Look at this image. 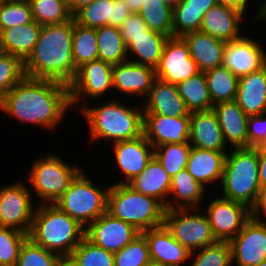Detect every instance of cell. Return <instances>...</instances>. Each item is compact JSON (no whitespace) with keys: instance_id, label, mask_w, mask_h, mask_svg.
Here are the masks:
<instances>
[{"instance_id":"1","label":"cell","mask_w":266,"mask_h":266,"mask_svg":"<svg viewBox=\"0 0 266 266\" xmlns=\"http://www.w3.org/2000/svg\"><path fill=\"white\" fill-rule=\"evenodd\" d=\"M69 109L71 110L68 85L26 76L0 100V112L4 113L3 116L7 114L21 125H39L41 130L44 128L52 133L62 125Z\"/></svg>"},{"instance_id":"2","label":"cell","mask_w":266,"mask_h":266,"mask_svg":"<svg viewBox=\"0 0 266 266\" xmlns=\"http://www.w3.org/2000/svg\"><path fill=\"white\" fill-rule=\"evenodd\" d=\"M74 17L61 24L43 25L33 51L24 61L25 76L70 85L75 68L72 41Z\"/></svg>"},{"instance_id":"3","label":"cell","mask_w":266,"mask_h":266,"mask_svg":"<svg viewBox=\"0 0 266 266\" xmlns=\"http://www.w3.org/2000/svg\"><path fill=\"white\" fill-rule=\"evenodd\" d=\"M120 98L121 95L106 101L100 100L104 104L89 102L78 112L87 121L89 142L92 144L99 143L105 148L112 143L133 140L143 135L142 103L133 105Z\"/></svg>"},{"instance_id":"4","label":"cell","mask_w":266,"mask_h":266,"mask_svg":"<svg viewBox=\"0 0 266 266\" xmlns=\"http://www.w3.org/2000/svg\"><path fill=\"white\" fill-rule=\"evenodd\" d=\"M28 237L59 256L71 255L85 237V228L55 204H39Z\"/></svg>"},{"instance_id":"5","label":"cell","mask_w":266,"mask_h":266,"mask_svg":"<svg viewBox=\"0 0 266 266\" xmlns=\"http://www.w3.org/2000/svg\"><path fill=\"white\" fill-rule=\"evenodd\" d=\"M219 187L220 197L241 203L253 210L261 189L258 148H230L225 157Z\"/></svg>"},{"instance_id":"6","label":"cell","mask_w":266,"mask_h":266,"mask_svg":"<svg viewBox=\"0 0 266 266\" xmlns=\"http://www.w3.org/2000/svg\"><path fill=\"white\" fill-rule=\"evenodd\" d=\"M166 208L157 199L135 191L128 184H113L108 191L107 213L138 231L163 226Z\"/></svg>"},{"instance_id":"7","label":"cell","mask_w":266,"mask_h":266,"mask_svg":"<svg viewBox=\"0 0 266 266\" xmlns=\"http://www.w3.org/2000/svg\"><path fill=\"white\" fill-rule=\"evenodd\" d=\"M31 162L26 182L31 194H35L34 196L39 199L36 201L37 205L55 204L84 167L78 163L69 164L63 157L50 151Z\"/></svg>"},{"instance_id":"8","label":"cell","mask_w":266,"mask_h":266,"mask_svg":"<svg viewBox=\"0 0 266 266\" xmlns=\"http://www.w3.org/2000/svg\"><path fill=\"white\" fill-rule=\"evenodd\" d=\"M83 169L55 205L86 229L107 212V196L111 185L100 187V183H94V178Z\"/></svg>"},{"instance_id":"9","label":"cell","mask_w":266,"mask_h":266,"mask_svg":"<svg viewBox=\"0 0 266 266\" xmlns=\"http://www.w3.org/2000/svg\"><path fill=\"white\" fill-rule=\"evenodd\" d=\"M163 225L190 252L217 242L202 208L166 210Z\"/></svg>"},{"instance_id":"10","label":"cell","mask_w":266,"mask_h":266,"mask_svg":"<svg viewBox=\"0 0 266 266\" xmlns=\"http://www.w3.org/2000/svg\"><path fill=\"white\" fill-rule=\"evenodd\" d=\"M113 65L102 60H94L83 64L77 69L76 76L69 85V97L71 110L77 107L79 112L92 99L93 101L101 98L111 97L114 92L112 85ZM110 91V93H109ZM106 94H108L106 96ZM84 103H83V102ZM83 103V104H82Z\"/></svg>"},{"instance_id":"11","label":"cell","mask_w":266,"mask_h":266,"mask_svg":"<svg viewBox=\"0 0 266 266\" xmlns=\"http://www.w3.org/2000/svg\"><path fill=\"white\" fill-rule=\"evenodd\" d=\"M24 180L0 185V226L29 235L37 204Z\"/></svg>"},{"instance_id":"12","label":"cell","mask_w":266,"mask_h":266,"mask_svg":"<svg viewBox=\"0 0 266 266\" xmlns=\"http://www.w3.org/2000/svg\"><path fill=\"white\" fill-rule=\"evenodd\" d=\"M210 198L207 207L205 204L201 207L209 220L213 236L217 241L230 242L252 217V210L241 203L222 198L219 194Z\"/></svg>"},{"instance_id":"13","label":"cell","mask_w":266,"mask_h":266,"mask_svg":"<svg viewBox=\"0 0 266 266\" xmlns=\"http://www.w3.org/2000/svg\"><path fill=\"white\" fill-rule=\"evenodd\" d=\"M156 78L177 85L200 71L189 53L182 37H170L166 41L158 66Z\"/></svg>"},{"instance_id":"14","label":"cell","mask_w":266,"mask_h":266,"mask_svg":"<svg viewBox=\"0 0 266 266\" xmlns=\"http://www.w3.org/2000/svg\"><path fill=\"white\" fill-rule=\"evenodd\" d=\"M229 243L232 266H257L266 260V225L252 216Z\"/></svg>"},{"instance_id":"15","label":"cell","mask_w":266,"mask_h":266,"mask_svg":"<svg viewBox=\"0 0 266 266\" xmlns=\"http://www.w3.org/2000/svg\"><path fill=\"white\" fill-rule=\"evenodd\" d=\"M114 156V167L117 165L121 179L116 178L113 184H128L138 176L154 156V147L144 135L133 139L110 144Z\"/></svg>"},{"instance_id":"16","label":"cell","mask_w":266,"mask_h":266,"mask_svg":"<svg viewBox=\"0 0 266 266\" xmlns=\"http://www.w3.org/2000/svg\"><path fill=\"white\" fill-rule=\"evenodd\" d=\"M156 79L154 68L129 60L113 65L112 68L114 94L119 92L118 95L123 94L126 100L131 99L132 102V99H139V97L144 101Z\"/></svg>"},{"instance_id":"17","label":"cell","mask_w":266,"mask_h":266,"mask_svg":"<svg viewBox=\"0 0 266 266\" xmlns=\"http://www.w3.org/2000/svg\"><path fill=\"white\" fill-rule=\"evenodd\" d=\"M141 234L133 225L102 214L85 229V237L98 247L118 252Z\"/></svg>"},{"instance_id":"18","label":"cell","mask_w":266,"mask_h":266,"mask_svg":"<svg viewBox=\"0 0 266 266\" xmlns=\"http://www.w3.org/2000/svg\"><path fill=\"white\" fill-rule=\"evenodd\" d=\"M264 47L256 38L245 34L237 40L226 43L223 66L238 78L249 75L266 64Z\"/></svg>"},{"instance_id":"19","label":"cell","mask_w":266,"mask_h":266,"mask_svg":"<svg viewBox=\"0 0 266 266\" xmlns=\"http://www.w3.org/2000/svg\"><path fill=\"white\" fill-rule=\"evenodd\" d=\"M190 116L173 117L143 114V135L154 147L189 143Z\"/></svg>"},{"instance_id":"20","label":"cell","mask_w":266,"mask_h":266,"mask_svg":"<svg viewBox=\"0 0 266 266\" xmlns=\"http://www.w3.org/2000/svg\"><path fill=\"white\" fill-rule=\"evenodd\" d=\"M141 234L148 243L150 259L153 264L188 266L191 252L175 240L164 225L143 231Z\"/></svg>"},{"instance_id":"21","label":"cell","mask_w":266,"mask_h":266,"mask_svg":"<svg viewBox=\"0 0 266 266\" xmlns=\"http://www.w3.org/2000/svg\"><path fill=\"white\" fill-rule=\"evenodd\" d=\"M245 18L234 8L217 4L205 13L199 31L228 43L244 35L241 26Z\"/></svg>"},{"instance_id":"22","label":"cell","mask_w":266,"mask_h":266,"mask_svg":"<svg viewBox=\"0 0 266 266\" xmlns=\"http://www.w3.org/2000/svg\"><path fill=\"white\" fill-rule=\"evenodd\" d=\"M191 147L216 152H229L219 121L213 110L190 113Z\"/></svg>"},{"instance_id":"23","label":"cell","mask_w":266,"mask_h":266,"mask_svg":"<svg viewBox=\"0 0 266 266\" xmlns=\"http://www.w3.org/2000/svg\"><path fill=\"white\" fill-rule=\"evenodd\" d=\"M131 13L123 0H97L81 8L73 17L78 24L85 27L119 28Z\"/></svg>"},{"instance_id":"24","label":"cell","mask_w":266,"mask_h":266,"mask_svg":"<svg viewBox=\"0 0 266 266\" xmlns=\"http://www.w3.org/2000/svg\"><path fill=\"white\" fill-rule=\"evenodd\" d=\"M212 110L217 116L229 148H248V118L236 101L219 102Z\"/></svg>"},{"instance_id":"25","label":"cell","mask_w":266,"mask_h":266,"mask_svg":"<svg viewBox=\"0 0 266 266\" xmlns=\"http://www.w3.org/2000/svg\"><path fill=\"white\" fill-rule=\"evenodd\" d=\"M142 103L143 114H160L173 117L190 116L176 85L160 79L154 81L148 97Z\"/></svg>"},{"instance_id":"26","label":"cell","mask_w":266,"mask_h":266,"mask_svg":"<svg viewBox=\"0 0 266 266\" xmlns=\"http://www.w3.org/2000/svg\"><path fill=\"white\" fill-rule=\"evenodd\" d=\"M227 153L191 147L186 170L206 189L214 183L219 187Z\"/></svg>"},{"instance_id":"27","label":"cell","mask_w":266,"mask_h":266,"mask_svg":"<svg viewBox=\"0 0 266 266\" xmlns=\"http://www.w3.org/2000/svg\"><path fill=\"white\" fill-rule=\"evenodd\" d=\"M182 38L200 72L205 73L223 65L226 42L201 31L186 33Z\"/></svg>"},{"instance_id":"28","label":"cell","mask_w":266,"mask_h":266,"mask_svg":"<svg viewBox=\"0 0 266 266\" xmlns=\"http://www.w3.org/2000/svg\"><path fill=\"white\" fill-rule=\"evenodd\" d=\"M207 190L184 169L171 178L168 203L165 208L166 210L201 208L203 202L207 204L205 198L207 193L209 195Z\"/></svg>"},{"instance_id":"29","label":"cell","mask_w":266,"mask_h":266,"mask_svg":"<svg viewBox=\"0 0 266 266\" xmlns=\"http://www.w3.org/2000/svg\"><path fill=\"white\" fill-rule=\"evenodd\" d=\"M235 101L248 116L266 113V64L239 78Z\"/></svg>"},{"instance_id":"30","label":"cell","mask_w":266,"mask_h":266,"mask_svg":"<svg viewBox=\"0 0 266 266\" xmlns=\"http://www.w3.org/2000/svg\"><path fill=\"white\" fill-rule=\"evenodd\" d=\"M128 185L141 194L159 200L166 207L171 178L155 156L148 162L146 168Z\"/></svg>"},{"instance_id":"31","label":"cell","mask_w":266,"mask_h":266,"mask_svg":"<svg viewBox=\"0 0 266 266\" xmlns=\"http://www.w3.org/2000/svg\"><path fill=\"white\" fill-rule=\"evenodd\" d=\"M42 25L36 21L11 27L0 32V52L19 57L23 62L38 41Z\"/></svg>"},{"instance_id":"32","label":"cell","mask_w":266,"mask_h":266,"mask_svg":"<svg viewBox=\"0 0 266 266\" xmlns=\"http://www.w3.org/2000/svg\"><path fill=\"white\" fill-rule=\"evenodd\" d=\"M217 0H178L173 4V37L199 31L203 16Z\"/></svg>"},{"instance_id":"33","label":"cell","mask_w":266,"mask_h":266,"mask_svg":"<svg viewBox=\"0 0 266 266\" xmlns=\"http://www.w3.org/2000/svg\"><path fill=\"white\" fill-rule=\"evenodd\" d=\"M169 37L148 29L126 45L128 60L156 68Z\"/></svg>"},{"instance_id":"34","label":"cell","mask_w":266,"mask_h":266,"mask_svg":"<svg viewBox=\"0 0 266 266\" xmlns=\"http://www.w3.org/2000/svg\"><path fill=\"white\" fill-rule=\"evenodd\" d=\"M176 87L190 113L212 110L214 104L209 95L205 73L199 72Z\"/></svg>"},{"instance_id":"35","label":"cell","mask_w":266,"mask_h":266,"mask_svg":"<svg viewBox=\"0 0 266 266\" xmlns=\"http://www.w3.org/2000/svg\"><path fill=\"white\" fill-rule=\"evenodd\" d=\"M138 14L148 29L173 37V4L162 0H144Z\"/></svg>"},{"instance_id":"36","label":"cell","mask_w":266,"mask_h":266,"mask_svg":"<svg viewBox=\"0 0 266 266\" xmlns=\"http://www.w3.org/2000/svg\"><path fill=\"white\" fill-rule=\"evenodd\" d=\"M98 59L111 65L128 60L127 48L118 27L103 26L96 29Z\"/></svg>"},{"instance_id":"37","label":"cell","mask_w":266,"mask_h":266,"mask_svg":"<svg viewBox=\"0 0 266 266\" xmlns=\"http://www.w3.org/2000/svg\"><path fill=\"white\" fill-rule=\"evenodd\" d=\"M205 75L213 104L236 100L239 78L231 71L222 65L205 72Z\"/></svg>"},{"instance_id":"38","label":"cell","mask_w":266,"mask_h":266,"mask_svg":"<svg viewBox=\"0 0 266 266\" xmlns=\"http://www.w3.org/2000/svg\"><path fill=\"white\" fill-rule=\"evenodd\" d=\"M72 53L75 68L98 59L96 29L78 24L74 19Z\"/></svg>"},{"instance_id":"39","label":"cell","mask_w":266,"mask_h":266,"mask_svg":"<svg viewBox=\"0 0 266 266\" xmlns=\"http://www.w3.org/2000/svg\"><path fill=\"white\" fill-rule=\"evenodd\" d=\"M32 18L40 25L65 23L73 18L66 0H29Z\"/></svg>"},{"instance_id":"40","label":"cell","mask_w":266,"mask_h":266,"mask_svg":"<svg viewBox=\"0 0 266 266\" xmlns=\"http://www.w3.org/2000/svg\"><path fill=\"white\" fill-rule=\"evenodd\" d=\"M190 150V143L163 144L154 148V156L172 178L186 169Z\"/></svg>"},{"instance_id":"41","label":"cell","mask_w":266,"mask_h":266,"mask_svg":"<svg viewBox=\"0 0 266 266\" xmlns=\"http://www.w3.org/2000/svg\"><path fill=\"white\" fill-rule=\"evenodd\" d=\"M188 266H232L230 243L217 241L191 252Z\"/></svg>"},{"instance_id":"42","label":"cell","mask_w":266,"mask_h":266,"mask_svg":"<svg viewBox=\"0 0 266 266\" xmlns=\"http://www.w3.org/2000/svg\"><path fill=\"white\" fill-rule=\"evenodd\" d=\"M151 263L148 243L142 234L114 253V266H147Z\"/></svg>"},{"instance_id":"43","label":"cell","mask_w":266,"mask_h":266,"mask_svg":"<svg viewBox=\"0 0 266 266\" xmlns=\"http://www.w3.org/2000/svg\"><path fill=\"white\" fill-rule=\"evenodd\" d=\"M32 21L31 6L27 0H5L0 6V32Z\"/></svg>"},{"instance_id":"44","label":"cell","mask_w":266,"mask_h":266,"mask_svg":"<svg viewBox=\"0 0 266 266\" xmlns=\"http://www.w3.org/2000/svg\"><path fill=\"white\" fill-rule=\"evenodd\" d=\"M71 255L79 266H114V253L96 246L86 237Z\"/></svg>"},{"instance_id":"45","label":"cell","mask_w":266,"mask_h":266,"mask_svg":"<svg viewBox=\"0 0 266 266\" xmlns=\"http://www.w3.org/2000/svg\"><path fill=\"white\" fill-rule=\"evenodd\" d=\"M24 77V62L17 56L0 52V100Z\"/></svg>"},{"instance_id":"46","label":"cell","mask_w":266,"mask_h":266,"mask_svg":"<svg viewBox=\"0 0 266 266\" xmlns=\"http://www.w3.org/2000/svg\"><path fill=\"white\" fill-rule=\"evenodd\" d=\"M28 234L0 226V266H16L22 244Z\"/></svg>"},{"instance_id":"47","label":"cell","mask_w":266,"mask_h":266,"mask_svg":"<svg viewBox=\"0 0 266 266\" xmlns=\"http://www.w3.org/2000/svg\"><path fill=\"white\" fill-rule=\"evenodd\" d=\"M59 255L35 244L29 237L20 248L16 266H55Z\"/></svg>"},{"instance_id":"48","label":"cell","mask_w":266,"mask_h":266,"mask_svg":"<svg viewBox=\"0 0 266 266\" xmlns=\"http://www.w3.org/2000/svg\"><path fill=\"white\" fill-rule=\"evenodd\" d=\"M266 146V113L248 118V148Z\"/></svg>"},{"instance_id":"49","label":"cell","mask_w":266,"mask_h":266,"mask_svg":"<svg viewBox=\"0 0 266 266\" xmlns=\"http://www.w3.org/2000/svg\"><path fill=\"white\" fill-rule=\"evenodd\" d=\"M147 30L148 26L144 23L141 16L134 12L131 13L119 27L125 45L134 40L135 37L145 34Z\"/></svg>"},{"instance_id":"50","label":"cell","mask_w":266,"mask_h":266,"mask_svg":"<svg viewBox=\"0 0 266 266\" xmlns=\"http://www.w3.org/2000/svg\"><path fill=\"white\" fill-rule=\"evenodd\" d=\"M260 187H266V146L258 148Z\"/></svg>"},{"instance_id":"51","label":"cell","mask_w":266,"mask_h":266,"mask_svg":"<svg viewBox=\"0 0 266 266\" xmlns=\"http://www.w3.org/2000/svg\"><path fill=\"white\" fill-rule=\"evenodd\" d=\"M249 1L252 3L251 0H217L218 4L234 8L245 16H247V12L249 13V10L247 11V9L251 6L249 5Z\"/></svg>"},{"instance_id":"52","label":"cell","mask_w":266,"mask_h":266,"mask_svg":"<svg viewBox=\"0 0 266 266\" xmlns=\"http://www.w3.org/2000/svg\"><path fill=\"white\" fill-rule=\"evenodd\" d=\"M257 3L258 5H256L257 8L255 9V14L253 13L254 16L251 18L254 26L259 22L263 24L266 23V0H258Z\"/></svg>"},{"instance_id":"53","label":"cell","mask_w":266,"mask_h":266,"mask_svg":"<svg viewBox=\"0 0 266 266\" xmlns=\"http://www.w3.org/2000/svg\"><path fill=\"white\" fill-rule=\"evenodd\" d=\"M97 0H66L68 8L74 16L81 8L95 2Z\"/></svg>"},{"instance_id":"54","label":"cell","mask_w":266,"mask_h":266,"mask_svg":"<svg viewBox=\"0 0 266 266\" xmlns=\"http://www.w3.org/2000/svg\"><path fill=\"white\" fill-rule=\"evenodd\" d=\"M55 266H79L72 255L59 256Z\"/></svg>"},{"instance_id":"55","label":"cell","mask_w":266,"mask_h":266,"mask_svg":"<svg viewBox=\"0 0 266 266\" xmlns=\"http://www.w3.org/2000/svg\"><path fill=\"white\" fill-rule=\"evenodd\" d=\"M264 205H266V187L260 189L258 201L252 210V216H254Z\"/></svg>"},{"instance_id":"56","label":"cell","mask_w":266,"mask_h":266,"mask_svg":"<svg viewBox=\"0 0 266 266\" xmlns=\"http://www.w3.org/2000/svg\"><path fill=\"white\" fill-rule=\"evenodd\" d=\"M123 2L132 13H138L144 0H123Z\"/></svg>"},{"instance_id":"57","label":"cell","mask_w":266,"mask_h":266,"mask_svg":"<svg viewBox=\"0 0 266 266\" xmlns=\"http://www.w3.org/2000/svg\"><path fill=\"white\" fill-rule=\"evenodd\" d=\"M261 223L266 225V205H264L255 215Z\"/></svg>"},{"instance_id":"58","label":"cell","mask_w":266,"mask_h":266,"mask_svg":"<svg viewBox=\"0 0 266 266\" xmlns=\"http://www.w3.org/2000/svg\"><path fill=\"white\" fill-rule=\"evenodd\" d=\"M257 266H266V260L262 261V262L259 263Z\"/></svg>"},{"instance_id":"59","label":"cell","mask_w":266,"mask_h":266,"mask_svg":"<svg viewBox=\"0 0 266 266\" xmlns=\"http://www.w3.org/2000/svg\"><path fill=\"white\" fill-rule=\"evenodd\" d=\"M170 3L174 4L178 0H168Z\"/></svg>"},{"instance_id":"60","label":"cell","mask_w":266,"mask_h":266,"mask_svg":"<svg viewBox=\"0 0 266 266\" xmlns=\"http://www.w3.org/2000/svg\"><path fill=\"white\" fill-rule=\"evenodd\" d=\"M147 266H161V265H157V264H153V263H151V264H149V265H147Z\"/></svg>"},{"instance_id":"61","label":"cell","mask_w":266,"mask_h":266,"mask_svg":"<svg viewBox=\"0 0 266 266\" xmlns=\"http://www.w3.org/2000/svg\"><path fill=\"white\" fill-rule=\"evenodd\" d=\"M4 1H5V0H0V6L3 4Z\"/></svg>"}]
</instances>
